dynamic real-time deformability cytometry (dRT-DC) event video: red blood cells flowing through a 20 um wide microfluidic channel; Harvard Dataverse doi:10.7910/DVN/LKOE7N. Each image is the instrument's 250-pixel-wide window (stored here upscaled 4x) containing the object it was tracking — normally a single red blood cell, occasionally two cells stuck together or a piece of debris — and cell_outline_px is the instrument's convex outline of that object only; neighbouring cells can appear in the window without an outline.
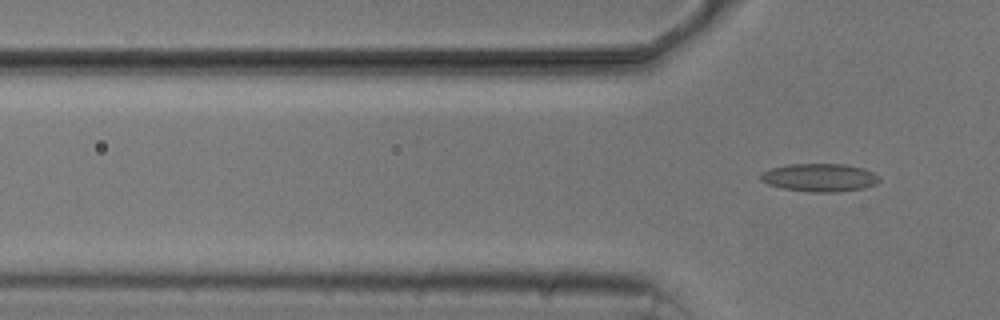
{"species": "common noctule bat (a hibernating species)", "species_latin": "Nyctalus noctula", "temperature_condition": "cold", "stored_images_in_passage": 6, "segment_of_instrument_passage": [2, 2], "camera_frame_rate_fps": 3000, "um_per_image_px": 0.085, "animal": {"sex": "male", "body_mass_g": 20.5, "forearm_length_mm": 52.5}, "frame": {"image": 1, "passage_image": 6, "time_ms": 6.667, "image_size_px": [1000, 320], "cell_outline_px": [[880, 180], [876, 184], [864, 188], [836, 192], [812, 192], [784, 188], [768, 184], [760, 180], [760, 172], [772, 168], [788, 164], [844, 164], [864, 168], [880, 176]], "centroid_in_image_um": [69.68, 15.09], "position_along_channel_um": 56.1, "area_um2": 19.42}}